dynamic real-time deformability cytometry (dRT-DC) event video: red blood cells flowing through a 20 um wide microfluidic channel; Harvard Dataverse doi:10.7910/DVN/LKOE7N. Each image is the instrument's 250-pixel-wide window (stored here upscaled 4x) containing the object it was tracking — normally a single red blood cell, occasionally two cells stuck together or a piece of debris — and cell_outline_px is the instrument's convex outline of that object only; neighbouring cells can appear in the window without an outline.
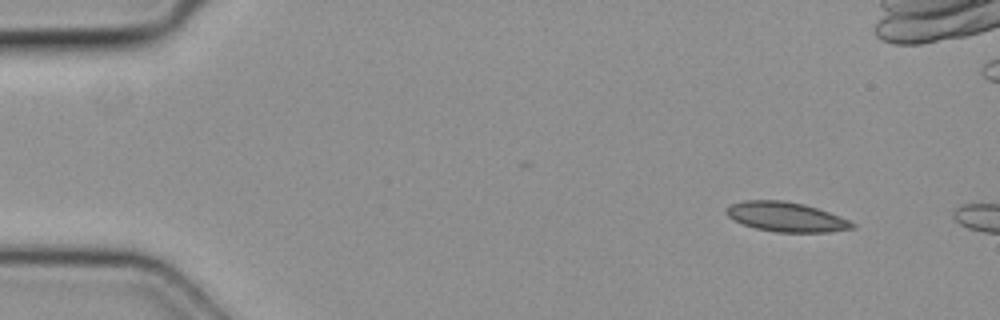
{"species": "common noctule bat (a hibernating species)", "species_latin": "Nyctalus noctula", "temperature_condition": "cold", "stored_images_in_passage": 3, "camera_frame_rate_fps": 3000, "um_per_image_px": 0.085, "animal": {"sex": "female", "body_mass_g": 19.3, "forearm_length_mm": 54.1}, "frame": {"image": 1, "passage_image": 1, "time_ms": 0.0, "image_size_px": [1000, 320], "cell_outline_px": [[856, 228], [828, 232], [776, 232], [756, 228], [744, 224], [728, 216], [724, 212], [724, 208], [728, 204], [744, 200], [784, 200], [804, 204], [840, 216], [856, 224]], "centroid_in_image_um": [66.8, 18.42], "position_along_channel_um": 18.2, "area_um2": 21.79}}